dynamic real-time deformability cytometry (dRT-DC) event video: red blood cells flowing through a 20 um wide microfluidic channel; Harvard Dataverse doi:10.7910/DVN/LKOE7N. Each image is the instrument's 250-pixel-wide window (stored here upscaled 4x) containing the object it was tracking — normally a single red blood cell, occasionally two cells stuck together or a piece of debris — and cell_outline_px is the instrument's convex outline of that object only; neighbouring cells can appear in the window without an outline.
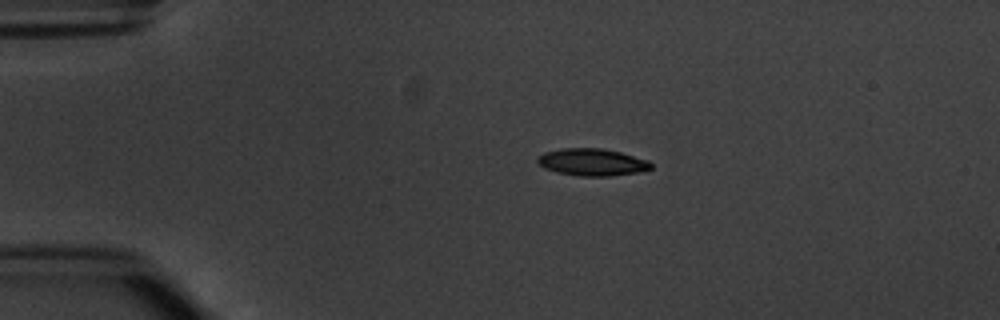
{"species": "common noctule bat (a hibernating species)", "species_latin": "Nyctalus noctula", "temperature_condition": "warm", "stored_images_in_passage": 4, "camera_frame_rate_fps": 3000, "um_per_image_px": 0.085, "animal": {"sex": "male", "body_mass_g": 20.1, "forearm_length_mm": 53.5}, "frame": {"image": 1, "passage_image": 2, "time_ms": 2.0, "image_size_px": [1000, 320], "cell_outline_px": [[652, 168], [640, 172], [608, 176], [580, 176], [556, 172], [544, 168], [536, 160], [536, 156], [544, 152], [560, 148], [600, 148], [620, 152], [648, 160], [652, 164]], "centroid_in_image_um": [50.3, 13.78], "position_along_channel_um": 34.7, "area_um2": 18.03}}